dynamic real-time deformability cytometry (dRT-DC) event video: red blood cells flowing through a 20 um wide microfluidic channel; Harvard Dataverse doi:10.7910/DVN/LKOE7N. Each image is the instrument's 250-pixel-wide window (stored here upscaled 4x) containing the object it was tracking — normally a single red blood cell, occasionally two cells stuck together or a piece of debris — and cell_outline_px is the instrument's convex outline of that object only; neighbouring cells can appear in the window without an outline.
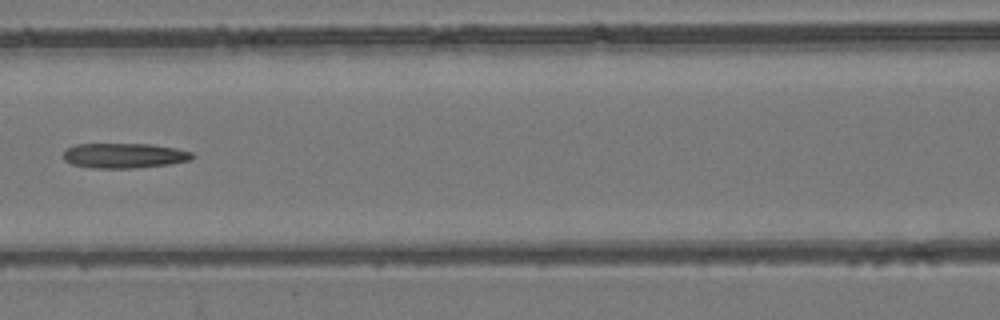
{"species": "common noctule bat (a hibernating species)", "species_latin": "Nyctalus noctula", "temperature_condition": "room temperature", "stored_images_in_passage": 8, "camera_frame_rate_fps": 3000, "um_per_image_px": 0.085, "animal": {"sex": "female", "body_mass_g": 24.6, "forearm_length_mm": 56.2}, "frame": {"image": 1, "passage_image": 7, "time_ms": 7.0, "image_size_px": [1000, 320], "cell_outline_px": [[196, 156], [192, 160], [168, 164], [136, 168], [92, 168], [72, 164], [64, 160], [64, 152], [68, 148], [76, 144], [152, 144], [176, 148], [192, 152]], "centroid_in_image_um": [10.6, 13.23], "position_along_channel_um": 156.0, "area_um2": 18.84}}
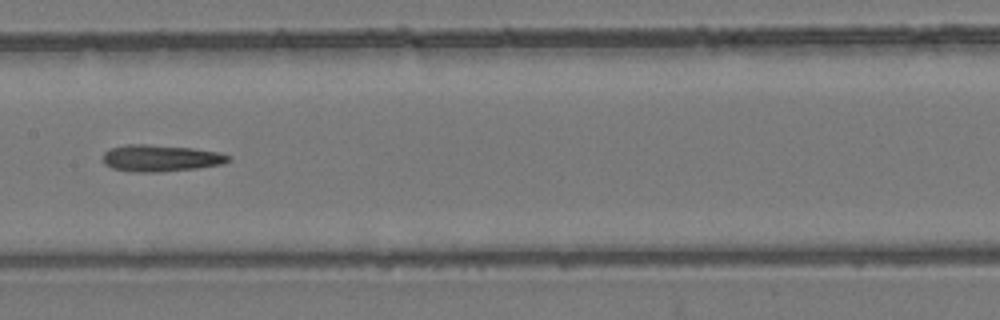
{"frame": {"image": 2, "passage_image": 8, "time_ms": 8.0, "image_size_px": [1000, 320], "cell_outline_px": [[232, 160], [224, 164], [196, 168], [160, 172], [132, 172], [112, 168], [104, 164], [104, 152], [112, 148], [128, 144], [144, 144], [192, 148], [220, 152], [232, 156]], "centroid_in_image_um": [13.71, 13.45], "position_along_channel_um": 193.7, "area_um2": 19.59}}